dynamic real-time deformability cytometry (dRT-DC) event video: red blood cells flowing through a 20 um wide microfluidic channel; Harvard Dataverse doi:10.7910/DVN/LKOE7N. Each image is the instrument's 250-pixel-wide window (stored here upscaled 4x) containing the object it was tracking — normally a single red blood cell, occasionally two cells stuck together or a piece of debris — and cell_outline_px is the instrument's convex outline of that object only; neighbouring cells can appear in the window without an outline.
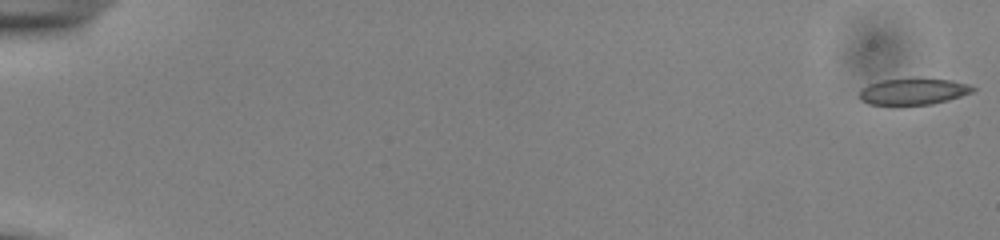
{"species": "common noctule bat (a hibernating species)", "species_latin": "Nyctalus noctula", "temperature_condition": "cold", "stored_images_in_passage": 10, "camera_frame_rate_fps": 3000, "um_per_image_px": 0.085, "animal": {"sex": "male", "body_mass_g": 13.0, "forearm_length_mm": 53.1}, "frame": {"image": 1, "passage_image": 1, "time_ms": 0.0, "image_size_px": [1000, 240], "cell_outline_px": [[976, 88], [972, 92], [948, 100], [932, 104], [868, 104], [860, 100], [860, 92], [868, 84], [884, 80], [912, 76], [916, 76], [952, 80], [968, 84]], "centroid_in_image_um": [77.66, 7.73], "position_along_channel_um": 7.3, "area_um2": 17.74}}